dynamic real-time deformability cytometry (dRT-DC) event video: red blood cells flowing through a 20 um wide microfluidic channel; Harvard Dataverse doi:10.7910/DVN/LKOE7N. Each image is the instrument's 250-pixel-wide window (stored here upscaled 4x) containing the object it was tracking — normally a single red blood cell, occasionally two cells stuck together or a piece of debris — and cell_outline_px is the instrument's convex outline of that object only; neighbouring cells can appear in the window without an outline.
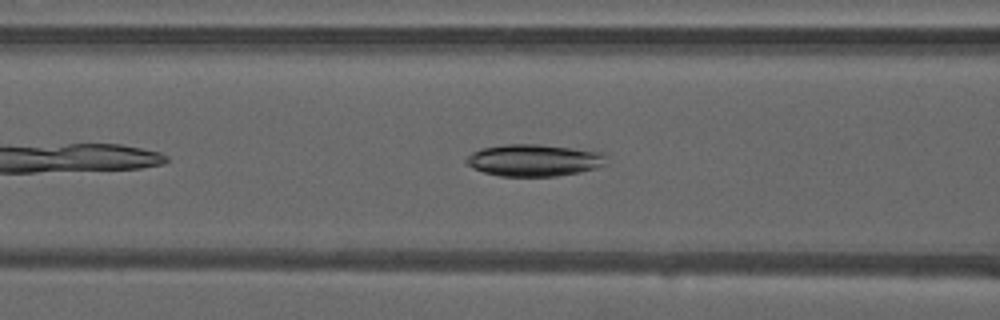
{"species": "common noctule bat (a hibernating species)", "species_latin": "Nyctalus noctula", "temperature_condition": "warm", "stored_images_in_passage": 37, "camera_frame_rate_fps": 3000, "um_per_image_px": 0.085, "animal": {"sex": "male", "forearm_length_mm": 52.5}, "frame": {"image": 1, "passage_image": 8, "time_ms": 2.333, "image_size_px": [1000, 320], "cell_outline_px": [[608, 164], [596, 168], [580, 172], [556, 176], [500, 176], [484, 172], [472, 168], [464, 160], [472, 152], [480, 148], [504, 144], [540, 144], [604, 152]], "centroid_in_image_um": [45.41, 13.61], "position_along_channel_um": 121.2, "area_um2": 26.3}}
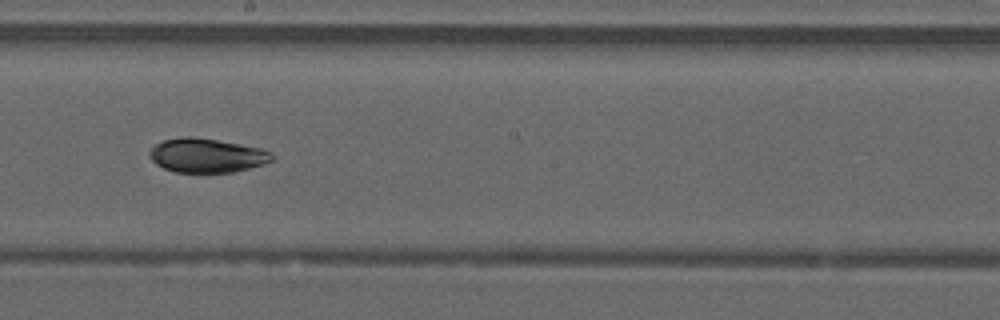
{"frame": {"image": 2, "passage_image": 16, "time_ms": 5.0, "image_size_px": [1000, 320], "cell_outline_px": [[276, 156], [272, 160], [264, 164], [232, 172], [176, 172], [164, 168], [156, 164], [148, 156], [148, 152], [156, 144], [164, 140], [184, 136], [192, 136], [240, 144], [260, 148], [272, 152]], "centroid_in_image_um": [17.58, 13.21], "position_along_channel_um": 230.6, "area_um2": 24.28}}
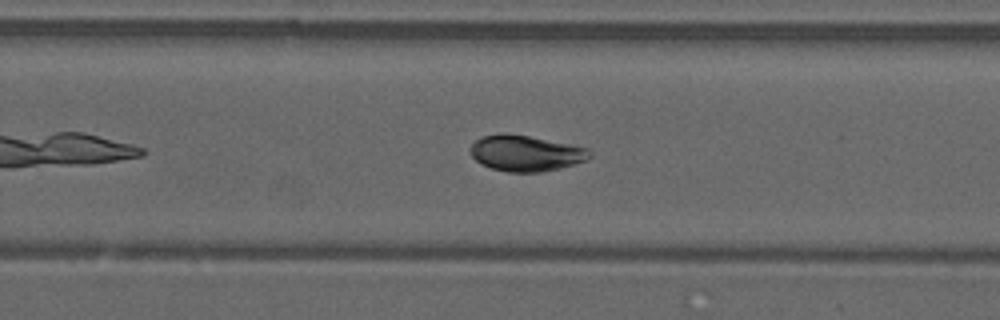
{"frame": {"image": 3, "passage_image": 20, "time_ms": 6.333, "image_size_px": [1000, 320], "cell_outline_px": [[592, 156], [584, 160], [572, 164], [540, 172], [508, 172], [492, 168], [480, 164], [472, 156], [468, 148], [476, 140], [484, 136], [528, 136], [572, 144], [588, 148], [592, 152]], "centroid_in_image_um": [44.7, 13.05], "position_along_channel_um": 285.1, "area_um2": 24.22}, "authors_computed_cell_mechanics": {"area_um2": 25.3164, "velocity_mm_per_s": 4.1, "shape_relaxation_time_tau1_ms": 3.0891, "shape_relaxation_time_tau2_ms": 3.7179, "deformation_change_tau1": 0.1372, "deformation_change_tau2": 0.0368}}